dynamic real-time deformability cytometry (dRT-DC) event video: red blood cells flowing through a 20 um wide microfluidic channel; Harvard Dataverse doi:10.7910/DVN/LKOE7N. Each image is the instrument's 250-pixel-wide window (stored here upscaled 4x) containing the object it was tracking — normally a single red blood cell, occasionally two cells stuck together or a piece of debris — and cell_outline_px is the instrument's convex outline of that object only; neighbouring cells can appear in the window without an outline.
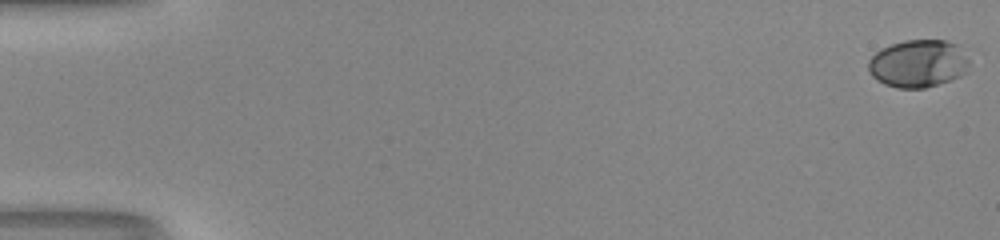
{"species": "human", "species_latin": "Homo sapiens", "temperature_condition": "room temperature", "stored_images_in_passage": 53, "camera_frame_rate_fps": 3000, "um_per_image_px": 0.085, "donor": {"sex": "male"}, "frame": {"image": 1, "passage_image": 1, "time_ms": 0.0, "image_size_px": [1000, 240], "cell_outline_px": [[968, 72], [960, 76], [924, 88], [896, 88], [884, 84], [876, 80], [872, 76], [868, 68], [868, 60], [880, 48], [904, 40], [944, 40], [956, 44], [968, 60]], "centroid_in_image_um": [78.0, 5.4], "position_along_channel_um": 7.0, "area_um2": 27.92}}
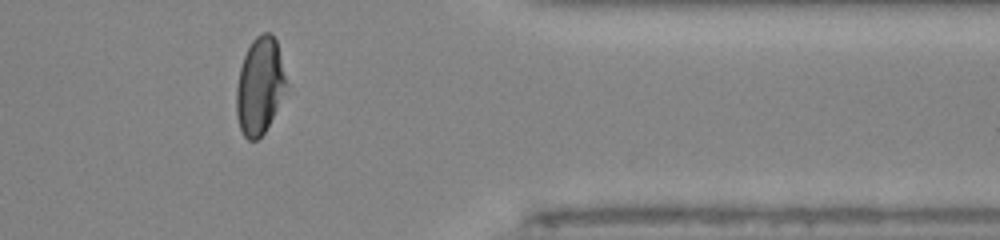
{"frame": {"image": 2, "passage_image": 44, "time_ms": 14.333, "image_size_px": [1000, 240], "cell_outline_px": [[288, 84], [264, 132], [256, 140], [248, 140], [244, 136], [240, 128], [236, 116], [236, 88], [240, 68], [244, 56], [252, 40], [256, 36], [264, 32], [272, 32], [276, 40]], "centroid_in_image_um": [22.06, 7.27], "position_along_channel_um": 389.3, "area_um2": 27.86}}
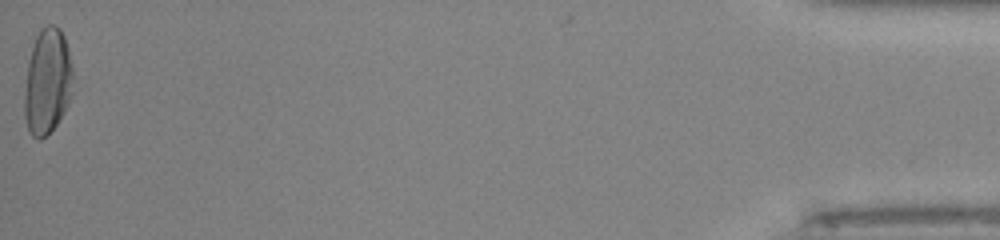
{"frame": {"image": 3, "passage_image": 53, "time_ms": 17.333, "image_size_px": [1000, 240], "cell_outline_px": [[72, 92], [64, 112], [56, 124], [40, 140], [36, 140], [28, 132], [24, 116], [24, 92], [28, 60], [36, 36], [40, 28], [48, 24], [52, 24], [60, 28], [64, 36], [68, 48], [72, 68]], "centroid_in_image_um": [4.01, 6.92], "position_along_channel_um": 431.2, "area_um2": 30.06}, "authors_computed_cell_mechanics": {"area_um2": 28.4376, "velocity_mm_per_s": 4.1302, "shape_relaxation_time_tau1_ms": 3.9211, "shape_relaxation_time_tau2_ms": 0.7606, "deformation_change_tau1": 0.1977, "deformation_change_tau2": 0.0436}}